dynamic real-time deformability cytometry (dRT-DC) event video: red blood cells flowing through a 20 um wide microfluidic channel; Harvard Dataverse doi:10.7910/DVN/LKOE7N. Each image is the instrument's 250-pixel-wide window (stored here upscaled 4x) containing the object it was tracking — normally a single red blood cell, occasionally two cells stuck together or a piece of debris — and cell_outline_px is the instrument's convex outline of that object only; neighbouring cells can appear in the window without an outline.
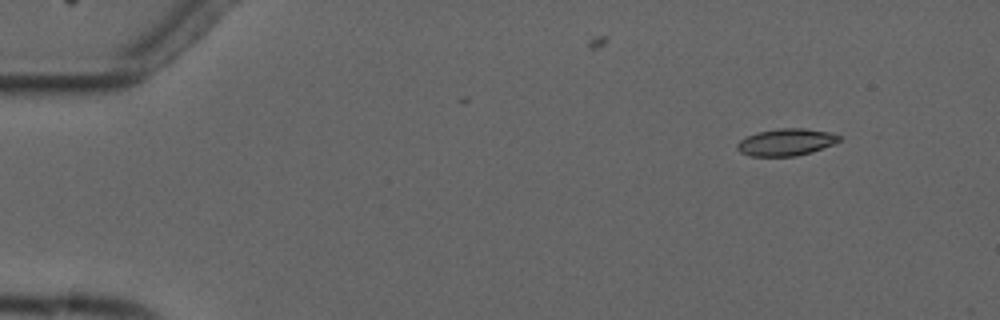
{"species": "common noctule bat (a hibernating species)", "species_latin": "Nyctalus noctula", "temperature_condition": "cold", "stored_images_in_passage": 4, "camera_frame_rate_fps": 3000, "um_per_image_px": 0.085, "animal": {"sex": "male", "forearm_length_mm": 52.5}, "frame": {"image": 1, "passage_image": 1, "time_ms": 0.0, "image_size_px": [1000, 320], "cell_outline_px": [[840, 140], [832, 144], [812, 152], [796, 156], [752, 156], [740, 152], [736, 148], [736, 144], [740, 140], [756, 132], [780, 128], [804, 128], [828, 132], [840, 136]], "centroid_in_image_um": [66.78, 12.08], "position_along_channel_um": 18.2, "area_um2": 15.95}}
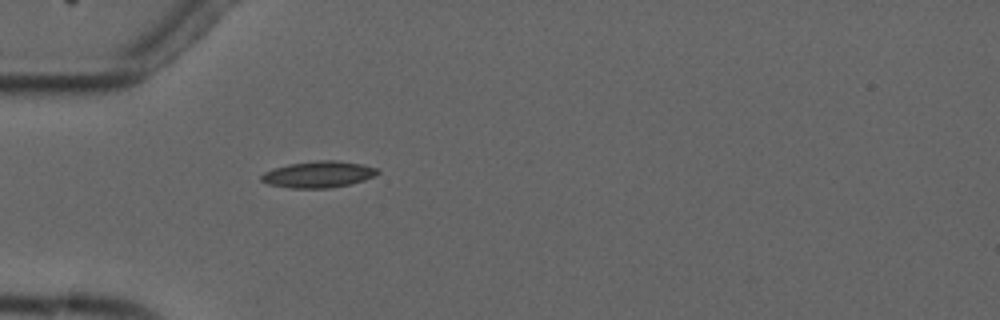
{"frame": {"image": 2, "passage_image": 4, "time_ms": 3.667, "image_size_px": [1000, 320], "cell_outline_px": [[380, 172], [364, 180], [352, 184], [332, 188], [292, 188], [268, 184], [260, 180], [260, 176], [264, 172], [272, 168], [288, 164], [316, 160], [336, 160], [360, 164], [376, 168]], "centroid_in_image_um": [27.03, 14.82], "position_along_channel_um": 58.0, "area_um2": 17.98}}